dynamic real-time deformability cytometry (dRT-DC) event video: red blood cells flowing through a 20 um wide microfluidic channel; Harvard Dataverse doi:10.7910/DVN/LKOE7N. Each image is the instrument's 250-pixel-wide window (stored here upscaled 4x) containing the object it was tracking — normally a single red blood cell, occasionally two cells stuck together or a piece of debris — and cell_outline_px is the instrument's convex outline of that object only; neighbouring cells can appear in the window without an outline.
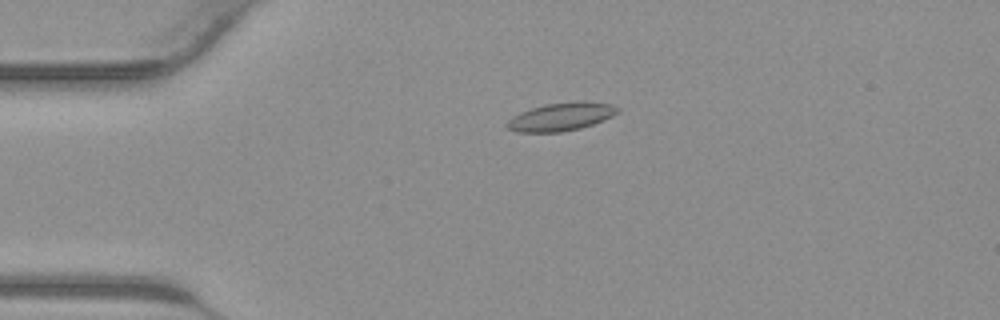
{"species": "common noctule bat (a hibernating species)", "species_latin": "Nyctalus noctula", "temperature_condition": "warm", "stored_images_in_passage": 16, "camera_frame_rate_fps": 3000, "um_per_image_px": 0.085, "animal": {"sex": "male", "body_mass_g": 23.1, "forearm_length_mm": 52.7}, "frame": {"image": 1, "passage_image": 10, "time_ms": 3.0, "image_size_px": [1000, 320], "cell_outline_px": [[620, 112], [604, 120], [580, 128], [560, 132], [516, 132], [508, 128], [504, 124], [512, 116], [520, 112], [544, 104], [576, 100], [584, 100], [612, 104], [620, 108]], "centroid_in_image_um": [47.71, 9.9], "position_along_channel_um": 37.3, "area_um2": 18.44}}
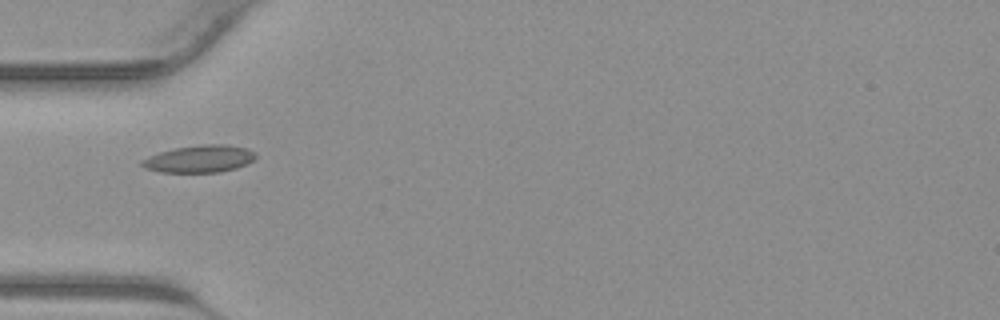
{"frame": {"image": 2, "passage_image": 14, "time_ms": 4.333, "image_size_px": [1000, 320], "cell_outline_px": [[256, 156], [248, 164], [236, 168], [220, 172], [160, 172], [144, 168], [140, 164], [140, 160], [148, 156], [160, 152], [176, 148], [200, 144], [228, 144], [248, 148], [256, 152]], "centroid_in_image_um": [16.97, 13.49], "position_along_channel_um": 68.0, "area_um2": 18.26}}
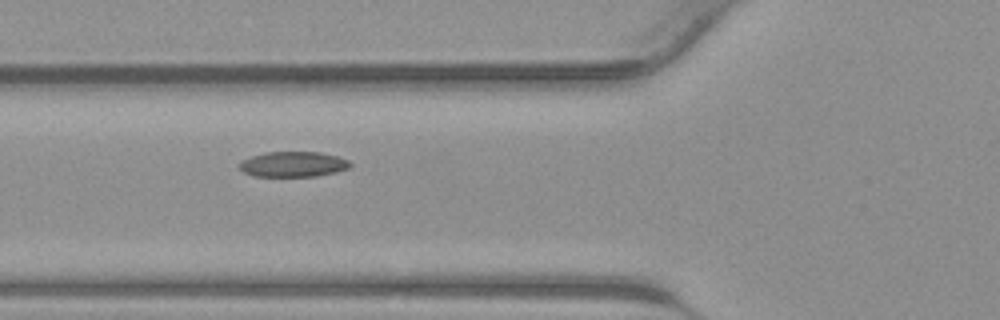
{"frame": {"image": 3, "passage_image": 16, "time_ms": 5.0, "image_size_px": [1000, 320], "cell_outline_px": [[352, 164], [348, 168], [336, 172], [316, 176], [252, 176], [244, 172], [236, 164], [240, 160], [264, 152], [320, 152], [336, 156], [348, 160]], "centroid_in_image_um": [24.87, 13.96], "position_along_channel_um": 100.9, "area_um2": 16.42}}